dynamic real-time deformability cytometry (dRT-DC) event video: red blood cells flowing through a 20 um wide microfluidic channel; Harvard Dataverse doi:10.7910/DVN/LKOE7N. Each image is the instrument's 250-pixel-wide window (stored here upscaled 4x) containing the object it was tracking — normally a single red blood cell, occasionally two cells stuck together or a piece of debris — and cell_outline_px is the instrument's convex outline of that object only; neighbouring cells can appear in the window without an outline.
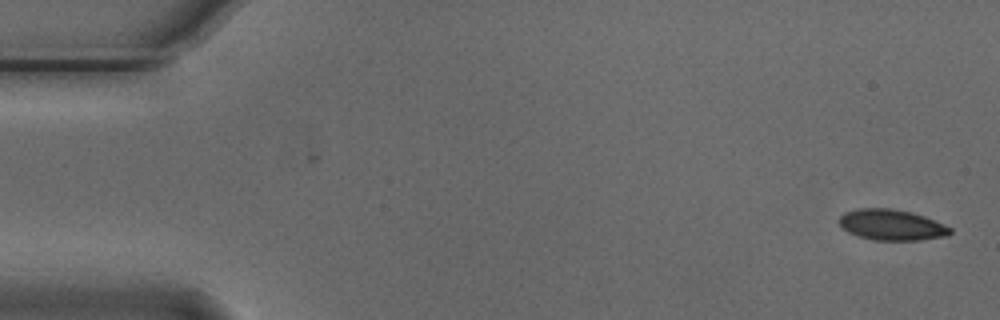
{"species": "Egyptian fruit bat (a non-hibernating species)", "species_latin": "Rousettus aegyptiacus", "temperature_condition": "cold", "stored_images_in_passage": 54, "camera_frame_rate_fps": 3000, "um_per_image_px": 0.085, "animal": {"sex": "male"}, "frame": {"image": 1, "passage_image": 1, "time_ms": 0.0, "image_size_px": [1000, 320], "cell_outline_px": [[952, 232], [948, 236], [920, 240], [872, 240], [848, 232], [840, 228], [836, 220], [844, 212], [856, 208], [892, 208], [912, 212], [924, 216], [952, 228]], "centroid_in_image_um": [75.74, 19.11], "position_along_channel_um": 9.3, "area_um2": 20.23}}
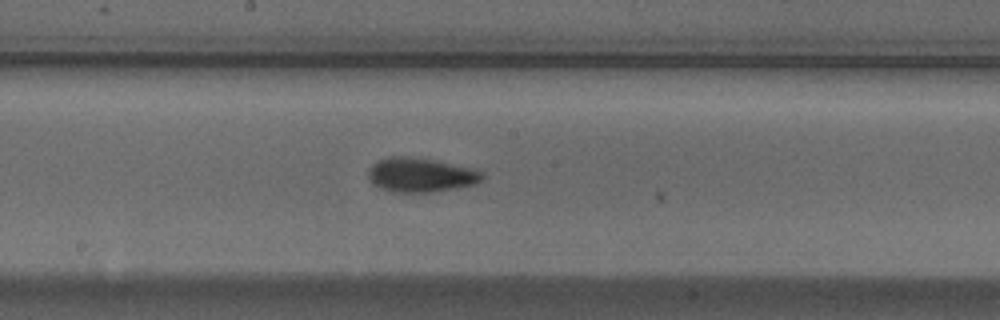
{"frame": {"image": 2, "passage_image": 28, "time_ms": 9.0, "image_size_px": [1000, 320], "cell_outline_px": [[484, 180], [476, 184], [456, 188], [432, 192], [392, 192], [380, 188], [372, 184], [368, 176], [368, 168], [372, 164], [388, 156], [408, 156], [432, 160], [468, 168], [484, 172]], "centroid_in_image_um": [35.73, 14.88], "position_along_channel_um": 212.5, "area_um2": 22.72}}
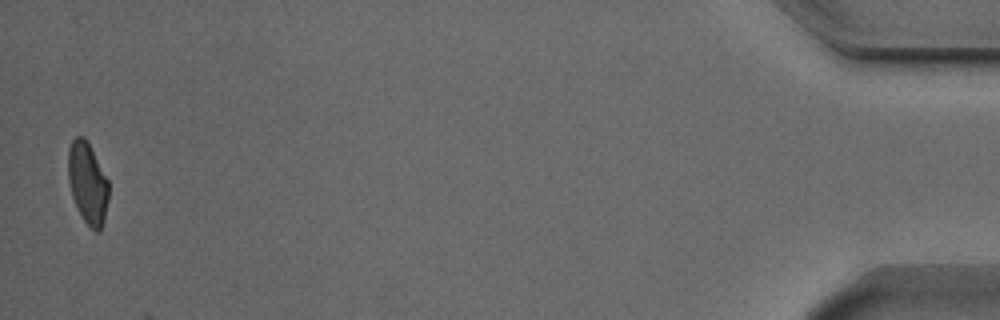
{"frame": {"image": 3, "passage_image": 53, "time_ms": 17.333, "image_size_px": [1000, 320], "cell_outline_px": [[108, 200], [104, 220], [100, 232], [96, 232], [84, 220], [76, 208], [72, 196], [68, 180], [68, 148], [72, 140], [76, 136], [84, 136], [88, 140], [108, 180]], "centroid_in_image_um": [7.44, 15.53], "position_along_channel_um": 427.8, "area_um2": 19.42}, "authors_computed_cell_mechanics": {"area_um2": 20.519, "velocity_mm_per_s": 3.7432, "shape_relaxation_time_tau1_ms": 3.2438, "shape_relaxation_time_tau2_ms": 2.5979, "deformation_change_tau1": 0.1164, "deformation_change_tau2": 0.0654}}